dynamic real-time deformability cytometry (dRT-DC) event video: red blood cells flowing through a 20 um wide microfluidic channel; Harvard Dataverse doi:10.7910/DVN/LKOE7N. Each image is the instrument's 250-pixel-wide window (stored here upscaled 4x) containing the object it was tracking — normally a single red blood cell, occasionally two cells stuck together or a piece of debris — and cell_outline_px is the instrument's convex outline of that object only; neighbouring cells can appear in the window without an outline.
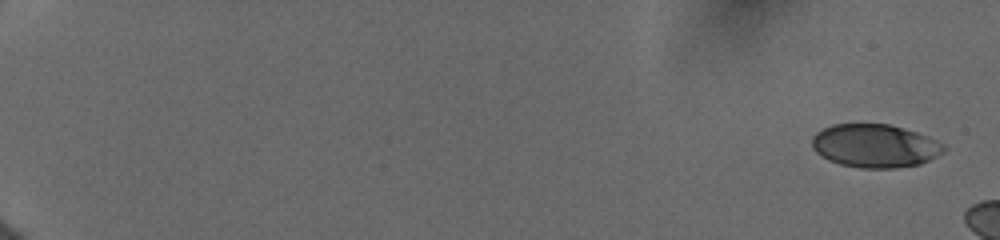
{"species": "human", "species_latin": "Homo sapiens", "temperature_condition": "cold", "stored_images_in_passage": 11, "camera_frame_rate_fps": 3000, "um_per_image_px": 0.085, "donor": {"sex": "female"}, "frame": {"image": 1, "passage_image": 1, "time_ms": 0.0, "image_size_px": [1000, 240], "cell_outline_px": [[948, 148], [944, 152], [920, 164], [896, 168], [860, 168], [840, 164], [828, 160], [816, 152], [812, 148], [812, 136], [816, 132], [832, 124], [888, 124], [904, 128], [928, 136], [944, 144]], "centroid_in_image_um": [74.37, 12.4], "position_along_channel_um": 10.6, "area_um2": 33.41}}
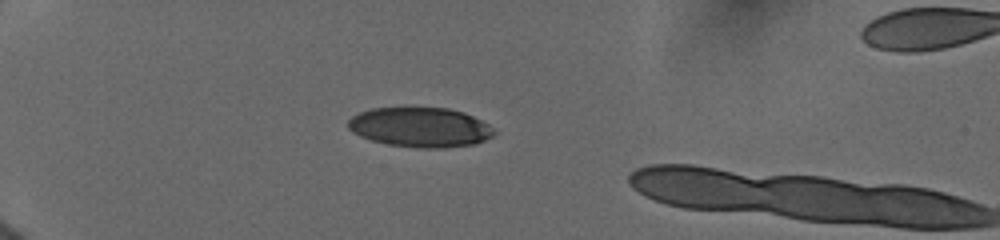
{"frame": {"image": 2, "passage_image": 10, "time_ms": 5.333, "image_size_px": [1000, 240], "cell_outline_px": [[496, 132], [492, 136], [484, 140], [472, 144], [444, 148], [424, 148], [388, 144], [372, 140], [360, 136], [352, 132], [348, 128], [348, 120], [352, 116], [360, 112], [372, 108], [448, 108], [464, 112], [488, 124]], "centroid_in_image_um": [35.7, 10.81], "position_along_channel_um": 49.3, "area_um2": 33.52}}